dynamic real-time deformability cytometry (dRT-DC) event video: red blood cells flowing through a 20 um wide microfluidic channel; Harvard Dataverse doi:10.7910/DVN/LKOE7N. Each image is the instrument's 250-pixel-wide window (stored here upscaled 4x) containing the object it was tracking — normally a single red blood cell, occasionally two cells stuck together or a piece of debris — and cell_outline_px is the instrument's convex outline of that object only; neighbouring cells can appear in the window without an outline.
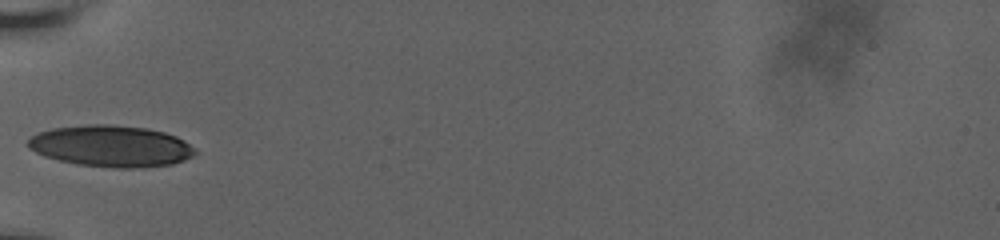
{"species": "human", "species_latin": "Homo sapiens", "temperature_condition": "room temperature", "stored_images_in_passage": 9, "camera_frame_rate_fps": 3000, "um_per_image_px": 0.085, "donor": {"sex": "male"}, "frame": {"image": 1, "passage_image": 1, "time_ms": 0.0, "image_size_px": [1000, 240], "cell_outline_px": [[196, 152], [192, 156], [184, 160], [172, 164], [140, 168], [116, 168], [76, 164], [44, 156], [28, 148], [28, 140], [36, 132], [52, 128], [88, 124], [108, 124], [148, 128], [164, 132], [176, 136], [184, 140]], "centroid_in_image_um": [9.41, 12.41], "position_along_channel_um": 75.6, "area_um2": 40.4}}
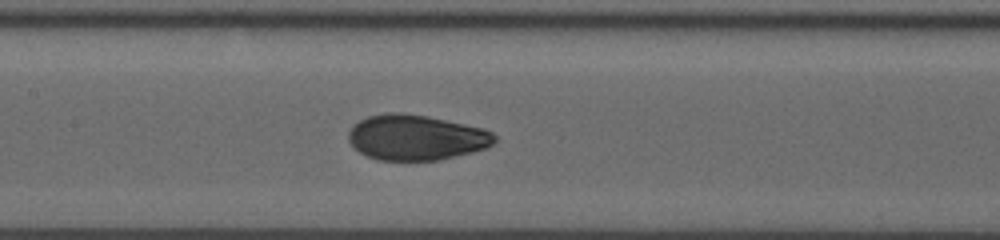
{"frame": {"image": 2, "passage_image": 6, "time_ms": 2.667, "image_size_px": [1000, 240], "cell_outline_px": [[496, 140], [488, 148], [472, 152], [436, 160], [380, 160], [368, 156], [352, 148], [348, 140], [348, 132], [352, 124], [368, 116], [388, 112], [400, 112], [428, 116], [484, 128], [492, 132], [496, 136]], "centroid_in_image_um": [35.35, 11.67], "position_along_channel_um": 172.1, "area_um2": 38.84}}
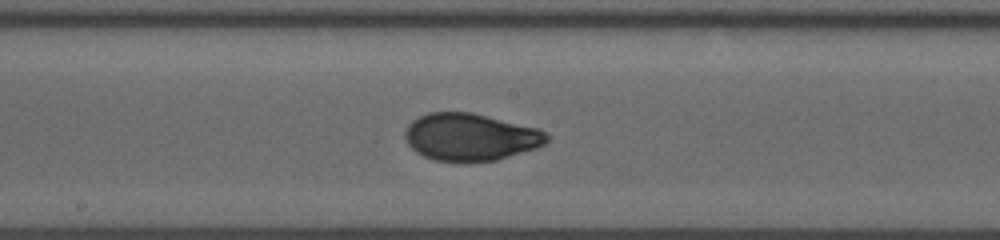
{"frame": {"image": 3, "passage_image": 8, "time_ms": 3.667, "image_size_px": [1000, 240], "cell_outline_px": [[548, 140], [544, 144], [536, 148], [496, 160], [468, 164], [460, 164], [436, 160], [424, 156], [416, 152], [408, 144], [404, 136], [404, 132], [408, 124], [412, 120], [428, 112], [472, 112], [536, 128], [544, 132], [548, 136]], "centroid_in_image_um": [39.94, 11.67], "position_along_channel_um": 208.3, "area_um2": 39.48}}